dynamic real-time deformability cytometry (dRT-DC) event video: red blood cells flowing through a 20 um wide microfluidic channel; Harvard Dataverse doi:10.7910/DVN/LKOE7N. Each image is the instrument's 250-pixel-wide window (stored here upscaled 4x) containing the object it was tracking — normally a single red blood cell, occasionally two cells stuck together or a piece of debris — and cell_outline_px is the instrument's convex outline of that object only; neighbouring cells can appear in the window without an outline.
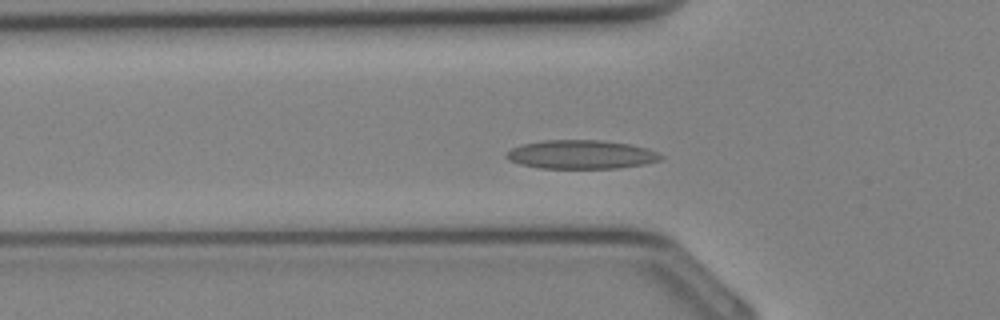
{"species": "Egyptian fruit bat (a non-hibernating species)", "species_latin": "Rousettus aegyptiacus", "temperature_condition": "cold", "stored_images_in_passage": 25, "camera_frame_rate_fps": 3000, "um_per_image_px": 0.085, "animal": {"sex": "female"}, "frame": {"image": 1, "passage_image": 2, "time_ms": 0.333, "image_size_px": [1000, 320], "cell_outline_px": [[664, 156], [660, 160], [644, 164], [620, 168], [540, 168], [520, 164], [508, 160], [504, 156], [512, 148], [524, 144], [544, 140], [600, 140], [628, 144], [648, 148]], "centroid_in_image_um": [49.4, 13.13], "position_along_channel_um": 76.4, "area_um2": 25.78}}
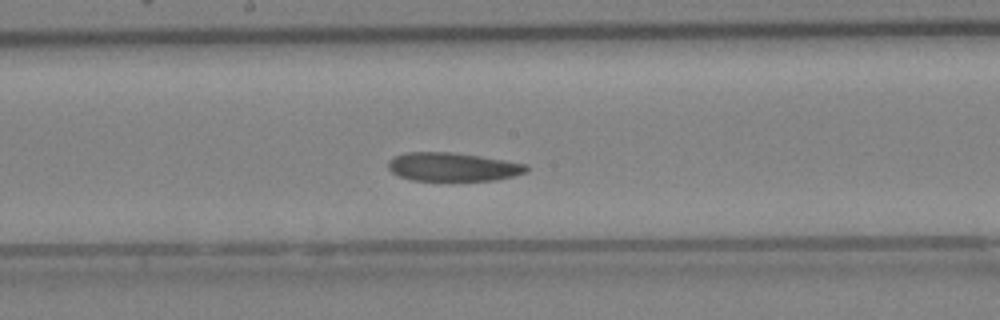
{"frame": {"image": 2, "passage_image": 9, "time_ms": 2.667, "image_size_px": [1000, 320], "cell_outline_px": [[528, 168], [524, 172], [512, 176], [496, 180], [412, 180], [400, 176], [392, 172], [388, 168], [388, 160], [404, 152], [452, 152], [480, 156], [528, 164]], "centroid_in_image_um": [38.46, 14.17], "position_along_channel_um": 209.7, "area_um2": 22.83}}
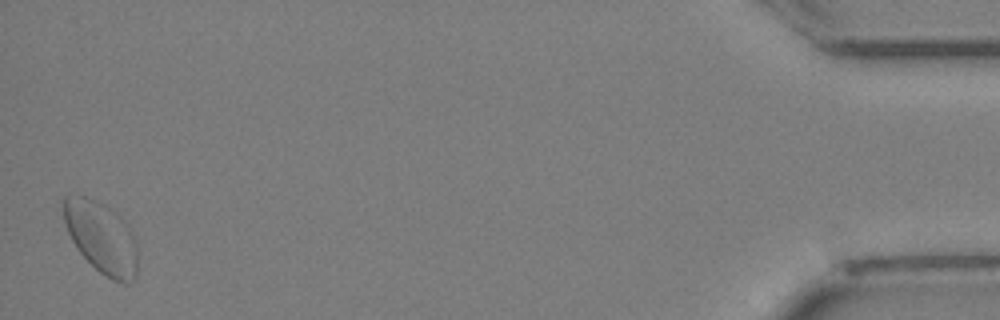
{"frame": {"image": 3, "passage_image": 25, "time_ms": 8.0, "image_size_px": [1000, 320], "cell_outline_px": [[136, 280], [132, 284], [124, 284], [112, 280], [100, 272], [76, 248], [68, 232], [64, 220], [60, 200], [64, 196], [84, 196], [104, 204], [120, 216], [124, 220], [132, 232], [136, 240]], "centroid_in_image_um": [8.62, 20.19], "position_along_channel_um": 426.6, "area_um2": 31.1}}